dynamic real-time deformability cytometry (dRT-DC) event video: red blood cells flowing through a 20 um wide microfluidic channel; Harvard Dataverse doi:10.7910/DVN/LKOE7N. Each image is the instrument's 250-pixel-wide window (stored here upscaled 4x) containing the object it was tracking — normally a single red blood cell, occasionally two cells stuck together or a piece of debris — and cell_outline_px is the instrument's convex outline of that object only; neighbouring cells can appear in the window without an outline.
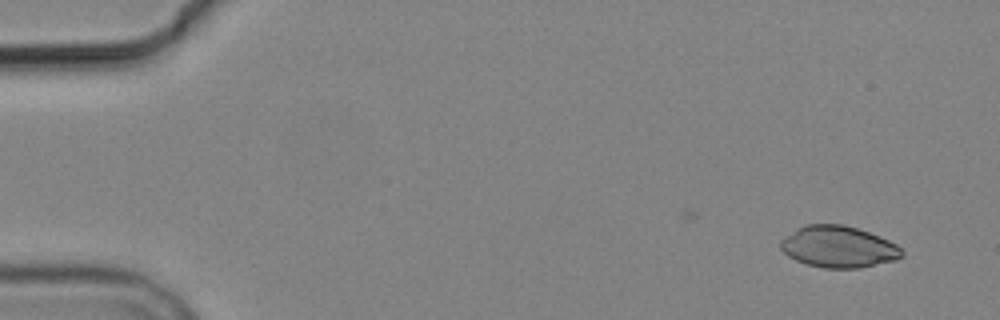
{"species": "common noctule bat (a hibernating species)", "species_latin": "Nyctalus noctula", "temperature_condition": "cold", "stored_images_in_passage": 6, "camera_frame_rate_fps": 3000, "um_per_image_px": 0.085, "animal": {"sex": "male", "body_mass_g": 19.2, "forearm_length_mm": 51.8}, "frame": {"image": 1, "passage_image": 1, "time_ms": 0.0, "image_size_px": [1000, 320], "cell_outline_px": [[904, 256], [896, 260], [860, 268], [824, 268], [808, 264], [796, 260], [788, 256], [780, 248], [780, 240], [784, 236], [796, 228], [804, 224], [844, 224], [880, 236], [896, 244], [904, 252]], "centroid_in_image_um": [71.26, 20.97], "position_along_channel_um": 13.7, "area_um2": 29.54}}